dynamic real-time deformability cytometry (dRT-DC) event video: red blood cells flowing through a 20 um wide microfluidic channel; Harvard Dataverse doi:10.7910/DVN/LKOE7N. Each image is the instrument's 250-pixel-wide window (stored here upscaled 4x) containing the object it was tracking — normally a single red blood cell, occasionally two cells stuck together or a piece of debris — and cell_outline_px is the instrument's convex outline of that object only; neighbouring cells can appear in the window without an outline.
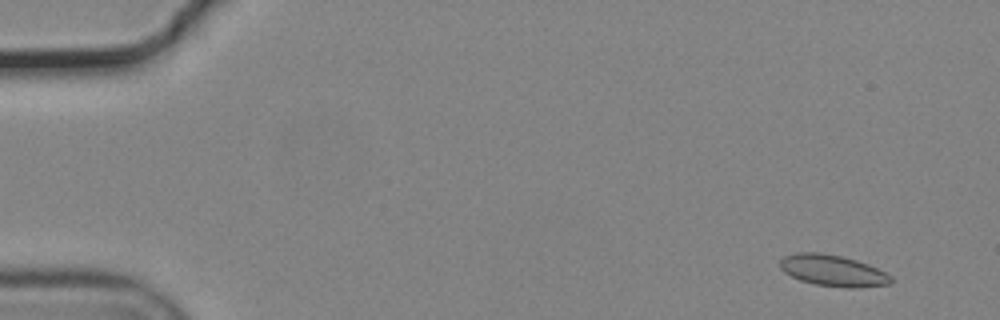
{"species": "common noctule bat (a hibernating species)", "species_latin": "Nyctalus noctula", "temperature_condition": "cold", "stored_images_in_passage": 57, "camera_frame_rate_fps": 3000, "um_per_image_px": 0.085, "animal": {"sex": "male", "body_mass_g": 19.2, "forearm_length_mm": 51.8}, "frame": {"image": 1, "passage_image": 5, "time_ms": 1.333, "image_size_px": [1000, 320], "cell_outline_px": [[892, 280], [888, 284], [856, 288], [844, 288], [816, 284], [800, 280], [784, 272], [780, 268], [780, 260], [784, 256], [796, 252], [820, 252], [840, 256], [856, 260], [868, 264], [892, 276]], "centroid_in_image_um": [70.77, 22.99], "position_along_channel_um": 14.2, "area_um2": 20.17}}
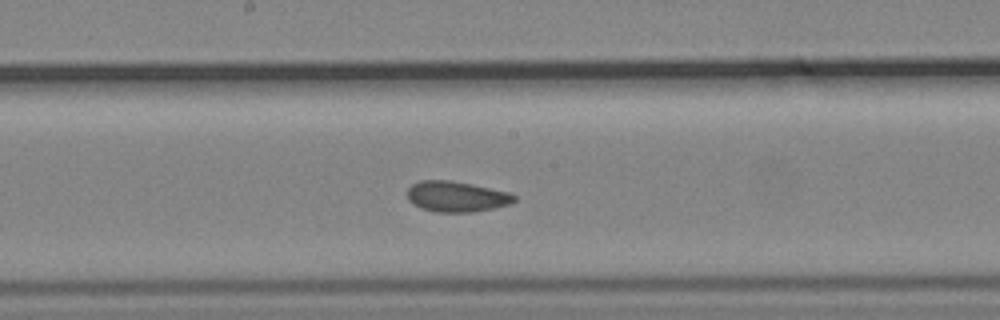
{"frame": {"image": 2, "passage_image": 31, "time_ms": 10.0, "image_size_px": [1000, 320], "cell_outline_px": [[516, 200], [508, 204], [492, 208], [472, 212], [436, 212], [420, 208], [412, 204], [408, 200], [408, 188], [412, 184], [420, 180], [448, 180], [472, 184], [508, 192], [516, 196]], "centroid_in_image_um": [38.76, 16.7], "position_along_channel_um": 209.4, "area_um2": 19.02}}
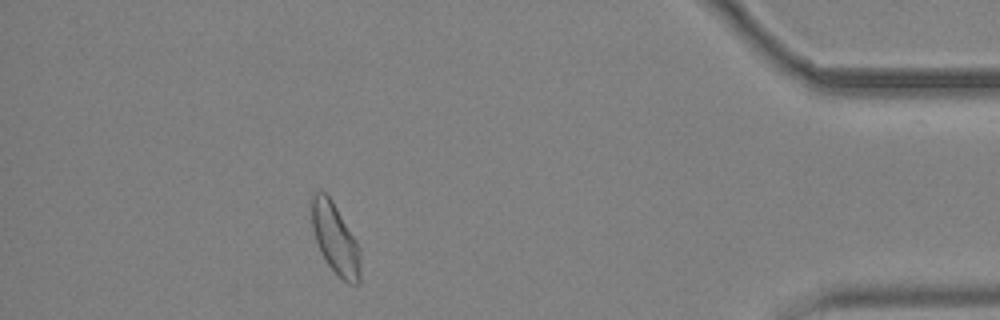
{"frame": {"image": 3, "passage_image": 51, "time_ms": 16.667, "image_size_px": [1000, 320], "cell_outline_px": [[360, 284], [348, 284], [328, 264], [316, 240], [312, 228], [312, 196], [316, 192], [324, 192], [332, 200], [356, 240], [360, 248]], "centroid_in_image_um": [28.52, 20.31], "position_along_channel_um": 406.7, "area_um2": 19.59}, "authors_computed_cell_mechanics": {"area_um2": 19.4208, "velocity_mm_per_s": 3.6993, "shape_relaxation_time_tau1_ms": 5.8692, "shape_relaxation_time_tau2_ms": 1.2474, "deformation_change_tau1": 0.0957, "deformation_change_tau2": 0.0448}}